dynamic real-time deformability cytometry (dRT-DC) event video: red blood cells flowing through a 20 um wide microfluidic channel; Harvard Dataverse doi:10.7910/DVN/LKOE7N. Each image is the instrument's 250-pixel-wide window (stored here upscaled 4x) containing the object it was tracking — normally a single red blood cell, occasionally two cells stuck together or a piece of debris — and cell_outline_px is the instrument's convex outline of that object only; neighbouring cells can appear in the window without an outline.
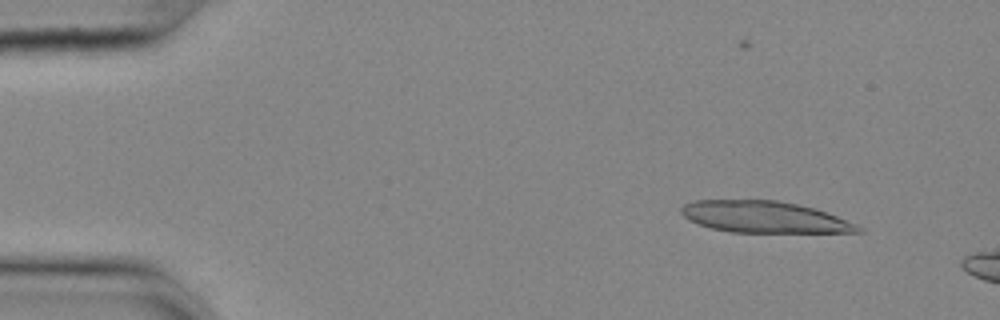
{"species": "common noctule bat (a hibernating species)", "species_latin": "Nyctalus noctula", "temperature_condition": "cold", "stored_images_in_passage": 9, "camera_frame_rate_fps": 3000, "um_per_image_px": 0.085, "animal": {"sex": "female", "body_mass_g": 25.1}, "frame": {"image": 1, "passage_image": 4, "time_ms": 1.0, "image_size_px": [1000, 320], "cell_outline_px": [[864, 232], [732, 232], [712, 228], [688, 220], [680, 212], [680, 208], [684, 204], [696, 200], [776, 200], [816, 208], [856, 224], [864, 228]], "centroid_in_image_um": [64.96, 18.44], "position_along_channel_um": 20.0, "area_um2": 32.31}}